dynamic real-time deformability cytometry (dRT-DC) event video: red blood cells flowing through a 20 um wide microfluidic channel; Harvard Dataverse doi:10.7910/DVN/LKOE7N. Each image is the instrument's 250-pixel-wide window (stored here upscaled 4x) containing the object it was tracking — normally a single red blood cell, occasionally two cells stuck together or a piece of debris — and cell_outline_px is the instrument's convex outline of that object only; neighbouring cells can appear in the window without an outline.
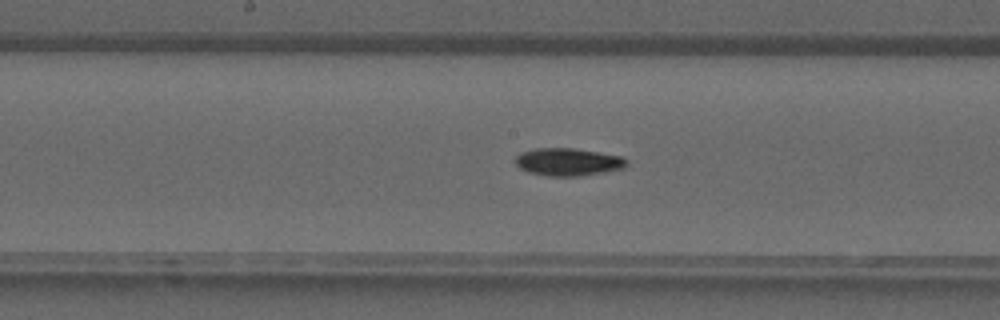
{"species": "common noctule bat (a hibernating species)", "species_latin": "Nyctalus noctula", "temperature_condition": "warm", "stored_images_in_passage": 40, "camera_frame_rate_fps": 3000, "um_per_image_px": 0.085, "animal": {"sex": "male", "forearm_length_mm": 52.5}, "frame": {"image": 1, "passage_image": 21, "time_ms": 6.667, "image_size_px": [1000, 320], "cell_outline_px": [[628, 164], [624, 168], [584, 176], [548, 176], [528, 172], [520, 168], [516, 164], [516, 156], [520, 152], [536, 148], [576, 148], [620, 156], [628, 160]], "centroid_in_image_um": [48.29, 13.76], "position_along_channel_um": 199.9, "area_um2": 18.03}}
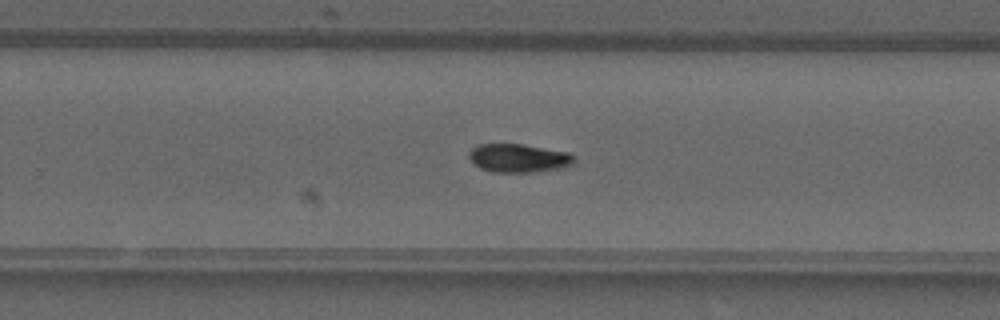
{"frame": {"image": 2, "passage_image": 26, "time_ms": 8.333, "image_size_px": [1000, 320], "cell_outline_px": [[576, 160], [572, 164], [556, 168], [528, 172], [496, 172], [480, 168], [468, 156], [468, 152], [472, 148], [480, 144], [524, 144], [568, 152]], "centroid_in_image_um": [44.05, 13.42], "position_along_channel_um": 285.7, "area_um2": 17.11}}
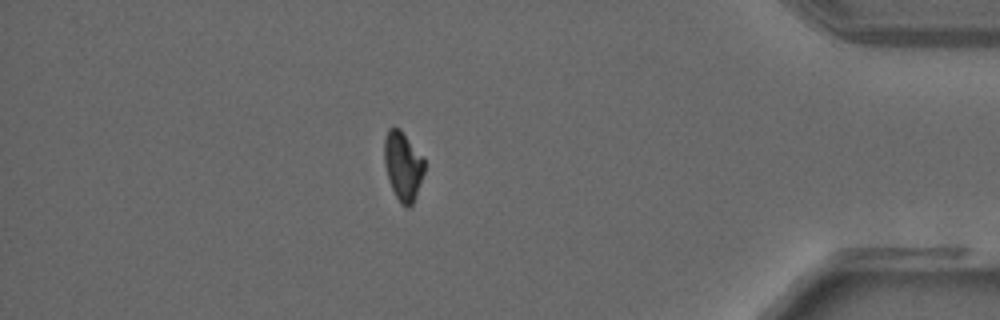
{"frame": {"image": 3, "passage_image": 35, "time_ms": 11.333, "image_size_px": [1000, 320], "cell_outline_px": [[424, 172], [412, 204], [408, 208], [404, 208], [400, 204], [392, 188], [388, 176], [384, 160], [384, 140], [388, 128], [400, 128], [424, 156]], "centroid_in_image_um": [34.26, 14.08], "position_along_channel_um": 400.9, "area_um2": 16.07}}